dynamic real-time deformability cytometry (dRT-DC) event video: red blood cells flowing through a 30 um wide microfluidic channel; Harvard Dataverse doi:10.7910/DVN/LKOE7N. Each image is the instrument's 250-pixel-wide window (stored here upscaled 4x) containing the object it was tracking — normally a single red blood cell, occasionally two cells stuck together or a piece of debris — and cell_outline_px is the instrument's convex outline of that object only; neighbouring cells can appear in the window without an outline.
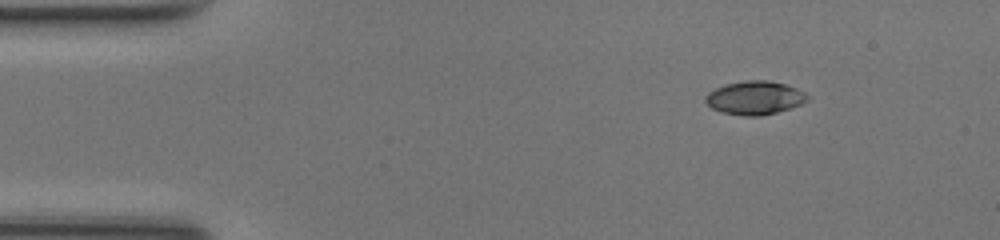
{"species": "common noctule bat (a hibernating species)", "species_latin": "Nyctalus noctula", "temperature_condition": "room temperature", "stored_images_in_passage": 44, "camera_frame_rate_fps": 3000, "um_per_image_px": 0.085, "animal": {"sex": "female", "body_mass_g": 17.0, "forearm_length_mm": 48.0}, "frame": {"image": 1, "passage_image": 1, "time_ms": 0.0, "image_size_px": [1000, 240], "cell_outline_px": [[808, 100], [800, 104], [776, 112], [760, 116], [744, 116], [720, 112], [712, 108], [704, 100], [704, 96], [708, 92], [724, 84], [744, 80], [768, 80], [784, 84], [796, 88], [804, 92], [808, 96]], "centroid_in_image_um": [64.11, 8.31], "position_along_channel_um": 20.9, "area_um2": 19.88}}
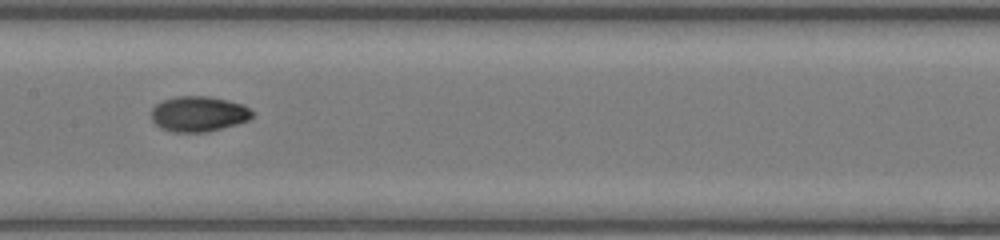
{"frame": {"image": 2, "passage_image": 19, "time_ms": 6.0, "image_size_px": [1000, 240], "cell_outline_px": [[252, 116], [248, 120], [236, 124], [208, 132], [172, 132], [160, 128], [152, 120], [152, 108], [156, 104], [164, 100], [176, 96], [208, 96], [228, 100], [244, 104], [252, 112]], "centroid_in_image_um": [16.87, 9.68], "position_along_channel_um": 190.5, "area_um2": 20.81}}
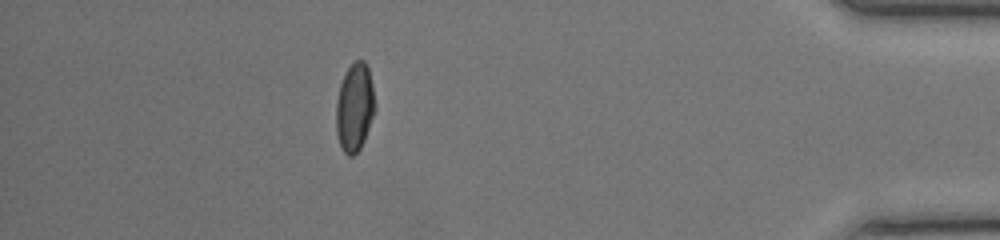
{"frame": {"image": 3, "passage_image": 38, "time_ms": 12.333, "image_size_px": [1000, 240], "cell_outline_px": [[376, 112], [364, 140], [360, 148], [352, 156], [348, 156], [340, 148], [336, 132], [336, 100], [340, 84], [344, 72], [356, 60], [364, 60], [368, 68], [372, 84], [376, 108]], "centroid_in_image_um": [30.14, 9.14], "position_along_channel_um": 405.1, "area_um2": 20.29}, "authors_computed_cell_mechanics": {"area_um2": 19.941, "velocity_mm_per_s": 4.2388, "shape_relaxation_time_tau1_ms": 6.5329, "shape_relaxation_time_tau2_ms": 1.3637, "deformation_change_tau1": 0.2149, "deformation_change_tau2": 0.0431}}